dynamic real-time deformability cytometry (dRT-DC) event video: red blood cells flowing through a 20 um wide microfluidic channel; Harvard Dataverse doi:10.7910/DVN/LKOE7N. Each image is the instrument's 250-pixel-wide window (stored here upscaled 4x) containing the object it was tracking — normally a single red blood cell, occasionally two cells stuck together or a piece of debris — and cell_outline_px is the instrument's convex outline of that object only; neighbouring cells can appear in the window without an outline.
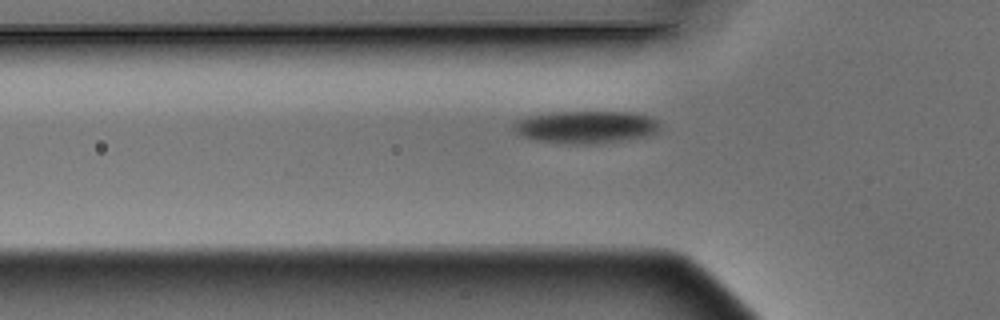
{"species": "Egyptian fruit bat (a non-hibernating species)", "species_latin": "Rousettus aegyptiacus", "temperature_condition": "warm", "stored_images_in_passage": 3, "segment_of_instrument_passage": [2, 2], "camera_frame_rate_fps": 3000, "um_per_image_px": 0.085, "animal": {"sex": "male"}, "frame": {"image": 1, "passage_image": 3, "time_ms": 0.667, "image_size_px": [1000, 320], "cell_outline_px": [[660, 128], [656, 132], [644, 136], [620, 140], [536, 140], [524, 136], [516, 132], [512, 124], [520, 120], [532, 116], [552, 112], [628, 112], [648, 116], [656, 120], [660, 124]], "centroid_in_image_um": [49.85, 10.72], "position_along_channel_um": 75.9, "area_um2": 25.61}}